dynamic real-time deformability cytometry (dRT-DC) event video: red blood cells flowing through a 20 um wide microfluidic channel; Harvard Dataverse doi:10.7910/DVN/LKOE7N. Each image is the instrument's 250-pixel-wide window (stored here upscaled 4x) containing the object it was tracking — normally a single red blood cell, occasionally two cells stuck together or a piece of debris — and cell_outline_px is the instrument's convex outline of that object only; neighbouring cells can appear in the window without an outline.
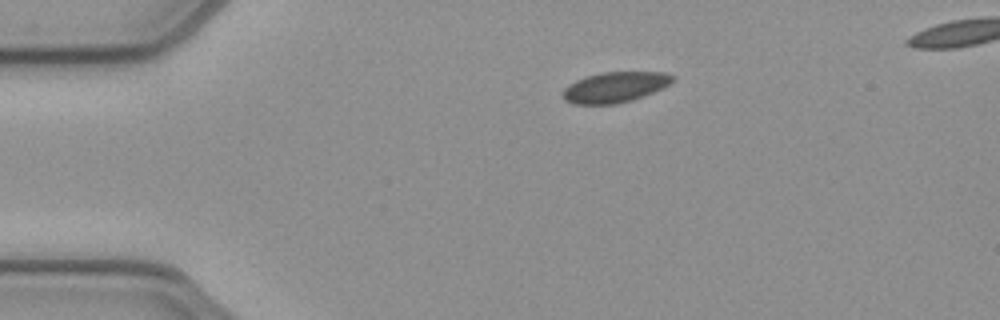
{"species": "common noctule bat (a hibernating species)", "species_latin": "Nyctalus noctula", "temperature_condition": "cold", "stored_images_in_passage": 42, "camera_frame_rate_fps": 3000, "um_per_image_px": 0.085, "animal": {"sex": "female", "body_mass_g": 21.9}, "frame": {"image": 1, "passage_image": 1, "time_ms": 0.0, "image_size_px": [1000, 320], "cell_outline_px": [[676, 80], [652, 92], [632, 100], [616, 104], [572, 104], [564, 100], [560, 96], [564, 88], [568, 84], [584, 76], [600, 72], [664, 72], [676, 76]], "centroid_in_image_um": [52.22, 7.4], "position_along_channel_um": 32.8, "area_um2": 19.71}}
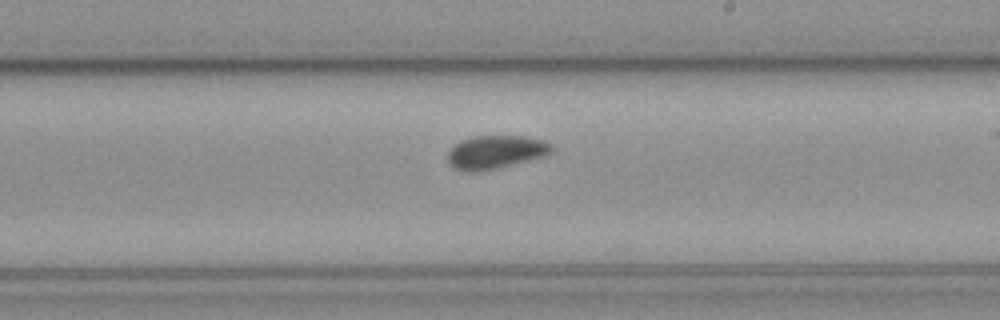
{"frame": {"image": 2, "passage_image": 21, "time_ms": 6.667, "image_size_px": [1000, 320], "cell_outline_px": [[552, 152], [548, 156], [480, 172], [468, 172], [452, 168], [448, 164], [448, 152], [460, 140], [476, 136], [524, 136], [544, 140], [552, 144]], "centroid_in_image_um": [42.14, 12.94], "position_along_channel_um": 246.9, "area_um2": 20.46}}
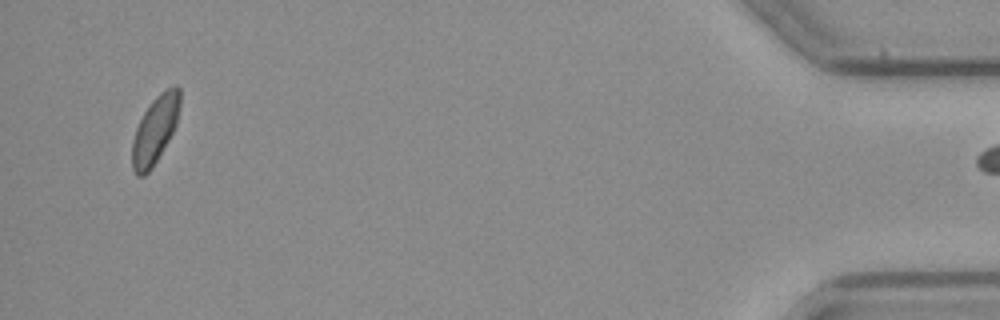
{"frame": {"image": 3, "passage_image": 41, "time_ms": 13.333, "image_size_px": [1000, 320], "cell_outline_px": [[180, 108], [176, 124], [168, 140], [152, 168], [144, 176], [136, 176], [132, 168], [132, 140], [136, 128], [144, 112], [152, 100], [160, 92], [172, 84], [176, 84], [180, 88]], "centroid_in_image_um": [13.18, 11.0], "position_along_channel_um": 422.0, "area_um2": 18.84}}